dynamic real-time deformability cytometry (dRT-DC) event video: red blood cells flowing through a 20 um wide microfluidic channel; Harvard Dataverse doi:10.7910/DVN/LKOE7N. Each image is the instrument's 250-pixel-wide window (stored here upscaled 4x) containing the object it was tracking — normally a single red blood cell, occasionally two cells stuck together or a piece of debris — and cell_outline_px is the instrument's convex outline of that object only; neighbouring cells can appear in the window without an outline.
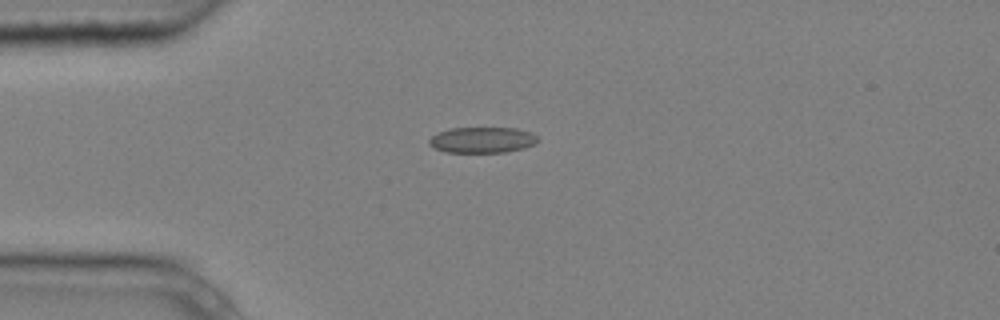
{"species": "common noctule bat (a hibernating species)", "species_latin": "Nyctalus noctula", "temperature_condition": "cold", "stored_images_in_passage": 5, "camera_frame_rate_fps": 3000, "um_per_image_px": 0.085, "animal": {"sex": "male", "body_mass_g": 20.4}, "frame": {"image": 1, "passage_image": 3, "time_ms": 0.667, "image_size_px": [1000, 320], "cell_outline_px": [[536, 140], [532, 144], [524, 148], [504, 152], [444, 152], [428, 144], [428, 140], [436, 132], [448, 128], [516, 128], [532, 132], [536, 136]], "centroid_in_image_um": [40.93, 11.88], "position_along_channel_um": 44.1, "area_um2": 16.3}}
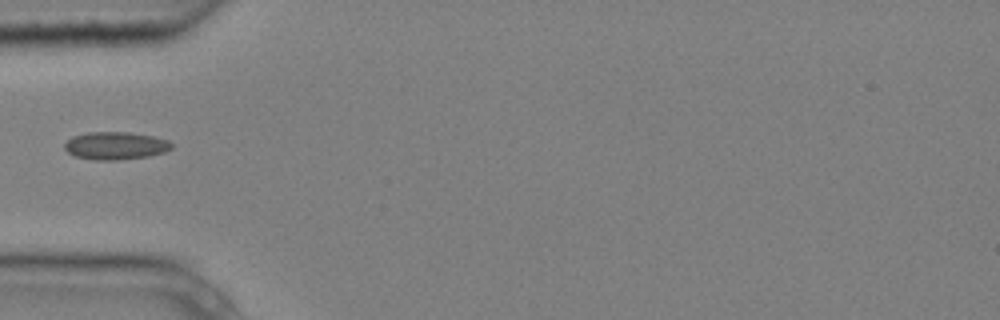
{"frame": {"image": 2, "passage_image": 4, "time_ms": 1.0, "image_size_px": [1000, 320], "cell_outline_px": [[172, 148], [164, 152], [148, 156], [116, 160], [96, 160], [76, 156], [68, 152], [64, 148], [64, 144], [72, 136], [88, 132], [128, 132], [152, 136], [168, 140], [172, 144]], "centroid_in_image_um": [9.81, 12.38], "position_along_channel_um": 75.2, "area_um2": 17.17}}
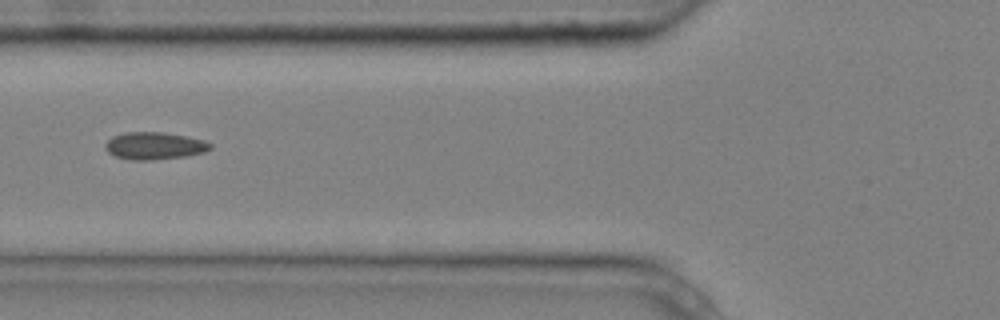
{"frame": {"image": 3, "passage_image": 5, "time_ms": 1.333, "image_size_px": [1000, 320], "cell_outline_px": [[212, 148], [204, 152], [184, 156], [152, 160], [132, 160], [116, 156], [108, 152], [104, 148], [104, 144], [112, 136], [124, 132], [164, 132], [204, 140], [212, 144]], "centroid_in_image_um": [13.1, 12.39], "position_along_channel_um": 112.7, "area_um2": 16.7}}